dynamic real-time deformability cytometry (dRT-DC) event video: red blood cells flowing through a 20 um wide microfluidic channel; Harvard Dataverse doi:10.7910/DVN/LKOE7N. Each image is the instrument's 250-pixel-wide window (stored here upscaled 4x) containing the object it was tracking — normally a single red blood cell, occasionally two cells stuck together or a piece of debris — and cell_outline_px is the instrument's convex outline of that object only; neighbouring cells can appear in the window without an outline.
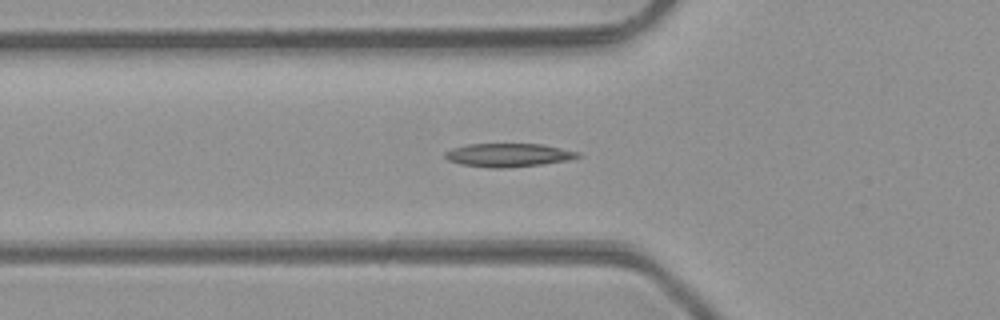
{"species": "common noctule bat (a hibernating species)", "species_latin": "Nyctalus noctula", "temperature_condition": "room temperature", "stored_images_in_passage": 38, "camera_frame_rate_fps": 3000, "um_per_image_px": 0.085, "animal": {"sex": "male", "body_mass_g": 23.1, "forearm_length_mm": 52.7}, "frame": {"image": 1, "passage_image": 6, "time_ms": 1.667, "image_size_px": [1000, 320], "cell_outline_px": [[584, 156], [568, 160], [540, 164], [504, 168], [488, 168], [460, 164], [448, 160], [444, 156], [444, 152], [452, 148], [468, 144], [544, 144], [580, 152]], "centroid_in_image_um": [43.22, 13.18], "position_along_channel_um": 82.6, "area_um2": 18.26}}
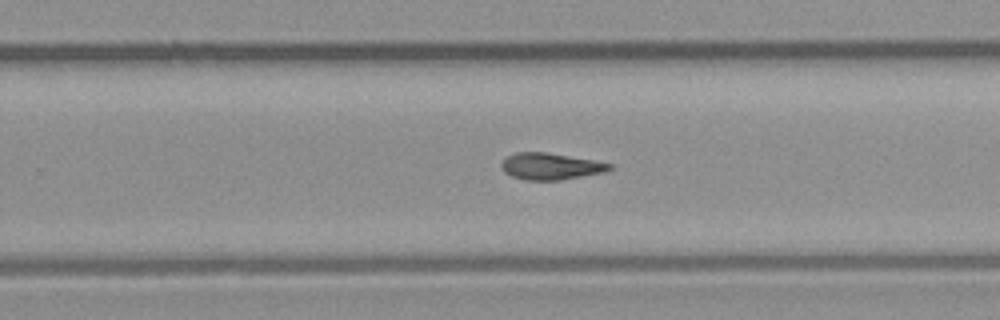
{"frame": {"image": 2, "passage_image": 20, "time_ms": 6.333, "image_size_px": [1000, 320], "cell_outline_px": [[612, 168], [604, 172], [560, 180], [528, 180], [512, 176], [504, 172], [500, 164], [508, 156], [516, 152], [548, 152], [592, 160], [612, 164]], "centroid_in_image_um": [46.78, 14.13], "position_along_channel_um": 283.0, "area_um2": 16.59}}
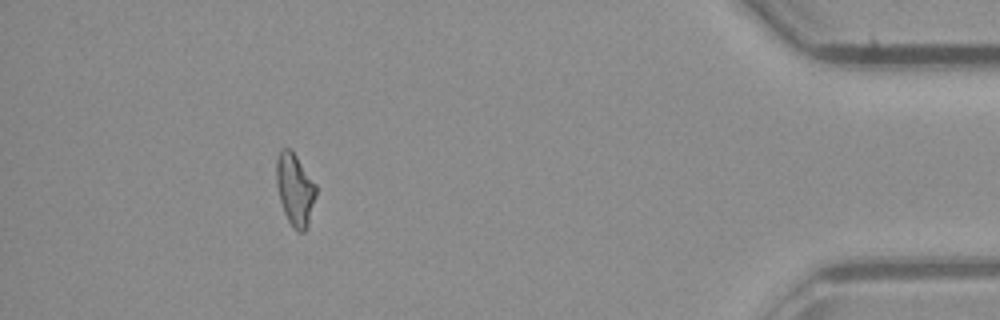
{"frame": {"image": 3, "passage_image": 33, "time_ms": 10.667, "image_size_px": [1000, 320], "cell_outline_px": [[316, 196], [308, 224], [304, 232], [296, 232], [288, 220], [284, 212], [280, 200], [276, 184], [276, 160], [280, 148], [288, 148], [296, 156], [316, 184]], "centroid_in_image_um": [25.06, 16.11], "position_along_channel_um": 410.1, "area_um2": 16.59}}